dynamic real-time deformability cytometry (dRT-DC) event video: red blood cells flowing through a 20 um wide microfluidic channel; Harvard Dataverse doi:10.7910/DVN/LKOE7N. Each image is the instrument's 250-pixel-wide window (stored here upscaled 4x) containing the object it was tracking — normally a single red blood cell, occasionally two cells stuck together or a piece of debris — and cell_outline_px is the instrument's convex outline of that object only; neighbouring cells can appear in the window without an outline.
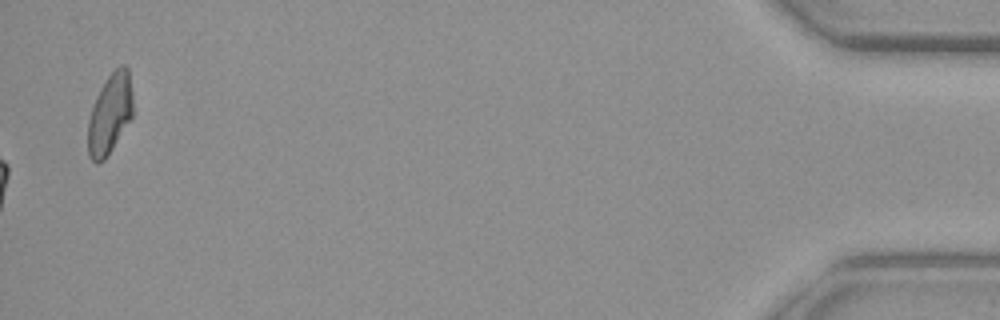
{"species": "common noctule bat (a hibernating species)", "species_latin": "Nyctalus noctula", "temperature_condition": "warm", "stored_images_in_passage": 52, "camera_frame_rate_fps": 3000, "um_per_image_px": 0.085, "animal": {"sex": "female", "body_mass_g": 29.2, "forearm_length_mm": 56.3}, "frame": {"image": 1, "passage_image": 52, "time_ms": 17.0, "image_size_px": [1000, 320], "cell_outline_px": [[128, 116], [108, 152], [100, 160], [96, 160], [92, 156], [88, 148], [88, 132], [92, 112], [108, 80], [112, 76], [124, 68], [128, 76]], "centroid_in_image_um": [9.25, 9.8], "position_along_channel_um": 426.0, "area_um2": 16.76}, "authors_computed_cell_mechanics": {"area_um2": 16.0106, "velocity_mm_per_s": 3.9907, "shape_relaxation_time_tau1_ms": null, "shape_relaxation_time_tau2_ms": 4.6302, "deformation_change_tau1": null, "deformation_change_tau2": 0.1231}}